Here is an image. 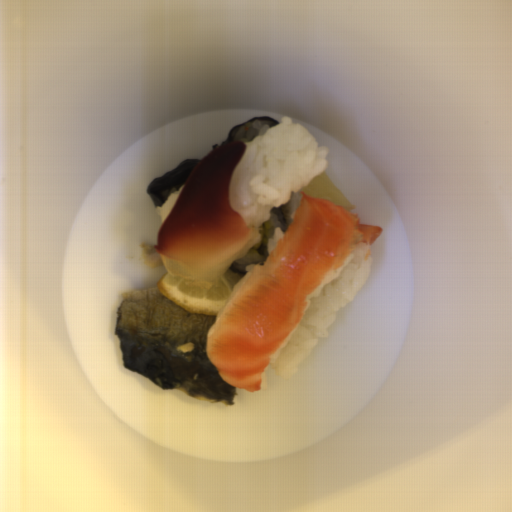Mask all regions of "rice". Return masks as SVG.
Wrapping results in <instances>:
<instances>
[{"mask_svg": "<svg viewBox=\"0 0 512 512\" xmlns=\"http://www.w3.org/2000/svg\"><path fill=\"white\" fill-rule=\"evenodd\" d=\"M186 183L180 186L175 192H173L170 196H168L165 200V202L159 206L154 208V212L159 216V218L162 221V224L166 220V218L169 216L171 211L173 210L177 200L179 199Z\"/></svg>", "mask_w": 512, "mask_h": 512, "instance_id": "5", "label": "rice"}, {"mask_svg": "<svg viewBox=\"0 0 512 512\" xmlns=\"http://www.w3.org/2000/svg\"><path fill=\"white\" fill-rule=\"evenodd\" d=\"M277 126L271 119H256L233 130L232 137L234 141H251L255 137H260L271 127Z\"/></svg>", "mask_w": 512, "mask_h": 512, "instance_id": "4", "label": "rice"}, {"mask_svg": "<svg viewBox=\"0 0 512 512\" xmlns=\"http://www.w3.org/2000/svg\"><path fill=\"white\" fill-rule=\"evenodd\" d=\"M187 182V181H186ZM186 182H183V183H179V184H176V185H173L171 187H168V188H165L163 189L162 191H160V198L163 200V202L165 203L167 198L169 196H171L174 192H176L181 186H183L184 184H186Z\"/></svg>", "mask_w": 512, "mask_h": 512, "instance_id": "7", "label": "rice"}, {"mask_svg": "<svg viewBox=\"0 0 512 512\" xmlns=\"http://www.w3.org/2000/svg\"><path fill=\"white\" fill-rule=\"evenodd\" d=\"M276 227H279L283 234L286 233V226L280 206H273L269 211L268 220L254 227L259 236L258 242L230 265L240 272L249 273L256 265L265 264L270 254L267 241L275 234Z\"/></svg>", "mask_w": 512, "mask_h": 512, "instance_id": "3", "label": "rice"}, {"mask_svg": "<svg viewBox=\"0 0 512 512\" xmlns=\"http://www.w3.org/2000/svg\"><path fill=\"white\" fill-rule=\"evenodd\" d=\"M285 233H283L282 229L278 226V227H275L274 229V234L268 238L267 242H266V245H267V249H268V252L269 254L271 253V251L273 250V248L275 247V245L277 244V242L279 241V239L284 235Z\"/></svg>", "mask_w": 512, "mask_h": 512, "instance_id": "6", "label": "rice"}, {"mask_svg": "<svg viewBox=\"0 0 512 512\" xmlns=\"http://www.w3.org/2000/svg\"><path fill=\"white\" fill-rule=\"evenodd\" d=\"M373 256L371 245L354 248L336 269L328 271L309 295L305 309L292 333L269 363L275 374L289 379L300 362L328 334L340 309L352 302L365 284Z\"/></svg>", "mask_w": 512, "mask_h": 512, "instance_id": "2", "label": "rice"}, {"mask_svg": "<svg viewBox=\"0 0 512 512\" xmlns=\"http://www.w3.org/2000/svg\"><path fill=\"white\" fill-rule=\"evenodd\" d=\"M243 144L245 151L231 176L230 205L254 228L328 166V147L290 116Z\"/></svg>", "mask_w": 512, "mask_h": 512, "instance_id": "1", "label": "rice"}]
</instances>
